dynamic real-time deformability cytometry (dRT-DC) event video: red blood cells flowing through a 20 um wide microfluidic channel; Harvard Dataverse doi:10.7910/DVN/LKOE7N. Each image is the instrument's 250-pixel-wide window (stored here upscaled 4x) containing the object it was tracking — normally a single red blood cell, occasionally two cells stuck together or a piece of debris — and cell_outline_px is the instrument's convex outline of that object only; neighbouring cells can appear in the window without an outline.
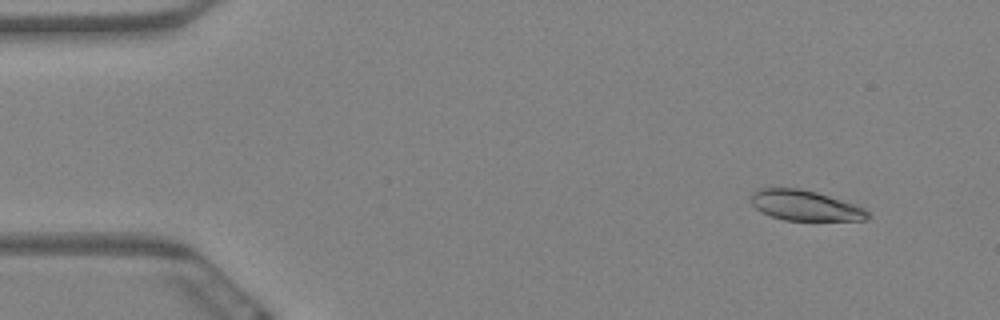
{"species": "Egyptian fruit bat (a non-hibernating species)", "species_latin": "Rousettus aegyptiacus", "temperature_condition": "warm", "stored_images_in_passage": 7, "camera_frame_rate_fps": 3000, "um_per_image_px": 0.085, "animal": {"sex": "female"}, "frame": {"image": 1, "passage_image": 1, "time_ms": 0.0, "image_size_px": [1000, 320], "cell_outline_px": [[872, 216], [864, 220], [784, 220], [772, 216], [756, 208], [752, 204], [752, 192], [756, 188], [800, 188], [816, 192], [856, 204], [864, 208]], "centroid_in_image_um": [68.45, 17.46], "position_along_channel_um": 16.5, "area_um2": 20.52}}
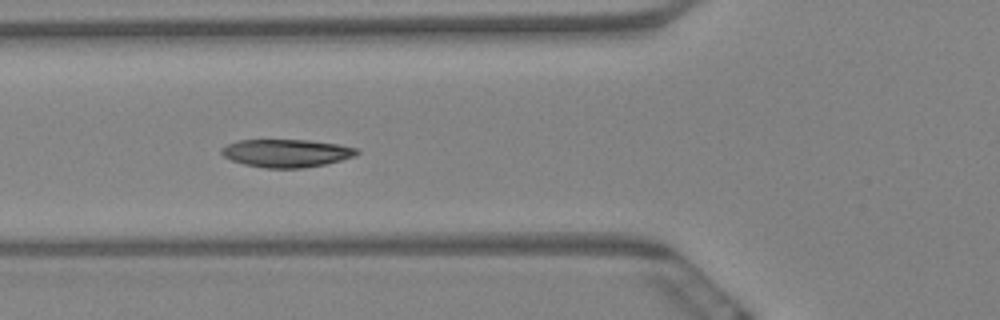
{"frame": {"image": 2, "passage_image": 6, "time_ms": 1.667, "image_size_px": [1000, 320], "cell_outline_px": [[360, 152], [356, 156], [324, 164], [304, 168], [264, 168], [244, 164], [232, 160], [224, 156], [220, 152], [220, 148], [236, 140], [308, 140], [336, 144], [356, 148]], "centroid_in_image_um": [24.32, 13.02], "position_along_channel_um": 101.5, "area_um2": 21.96}}
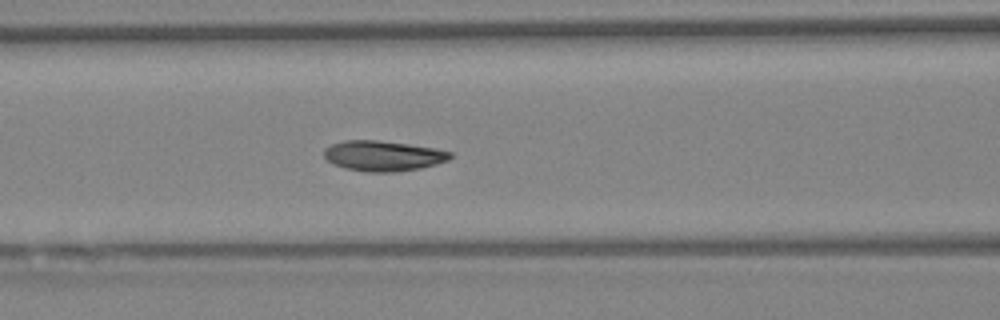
{"frame": {"image": 3, "passage_image": 7, "time_ms": 2.0, "image_size_px": [1000, 320], "cell_outline_px": [[452, 156], [448, 160], [436, 164], [420, 168], [396, 172], [368, 172], [344, 168], [332, 164], [324, 156], [324, 148], [332, 144], [344, 140], [376, 140], [408, 144], [432, 148], [452, 152]], "centroid_in_image_um": [32.54, 13.25], "position_along_channel_um": 134.1, "area_um2": 22.25}}